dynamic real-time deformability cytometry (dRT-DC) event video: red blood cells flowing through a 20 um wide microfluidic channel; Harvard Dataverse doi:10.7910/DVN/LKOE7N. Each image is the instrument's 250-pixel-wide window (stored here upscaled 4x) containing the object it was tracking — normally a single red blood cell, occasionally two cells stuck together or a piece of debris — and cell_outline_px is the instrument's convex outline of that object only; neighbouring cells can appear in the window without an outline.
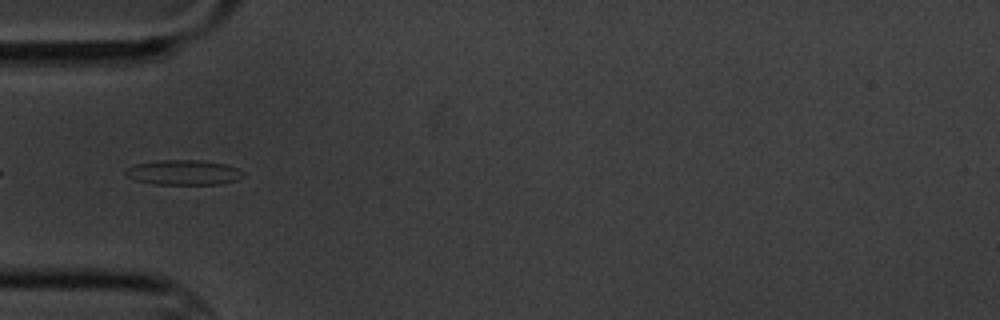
{"species": "common noctule bat (a hibernating species)", "species_latin": "Nyctalus noctula", "temperature_condition": "cold", "stored_images_in_passage": 13, "camera_frame_rate_fps": 3000, "um_per_image_px": 0.085, "animal": {"sex": "male", "body_mass_g": 20.1, "forearm_length_mm": 53.5}, "frame": {"image": 1, "passage_image": 3, "time_ms": 3.333, "image_size_px": [1000, 320], "cell_outline_px": [[244, 176], [236, 180], [220, 184], [156, 184], [136, 180], [124, 176], [124, 172], [132, 164], [156, 160], [200, 160], [228, 164], [244, 172]], "centroid_in_image_um": [15.58, 14.65], "position_along_channel_um": 69.4, "area_um2": 17.28}}
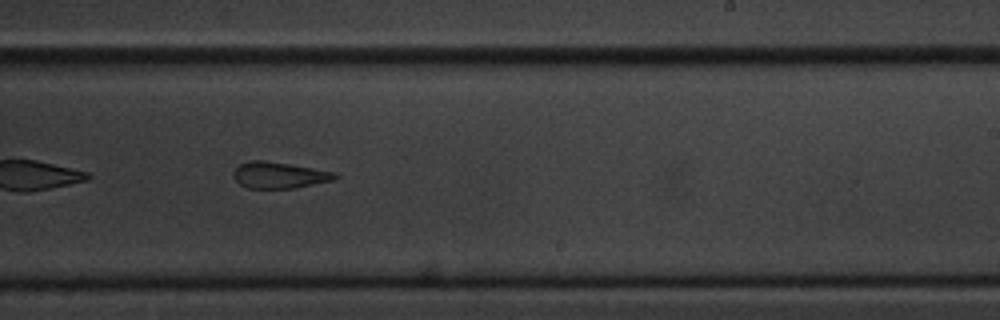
{"frame": {"image": 2, "passage_image": 8, "time_ms": 9.0, "image_size_px": [1000, 320], "cell_outline_px": [[340, 176], [336, 180], [292, 188], [248, 188], [240, 184], [236, 180], [232, 172], [240, 164], [248, 160], [264, 160], [336, 172]], "centroid_in_image_um": [23.75, 14.88], "position_along_channel_um": 265.2, "area_um2": 15.55}}
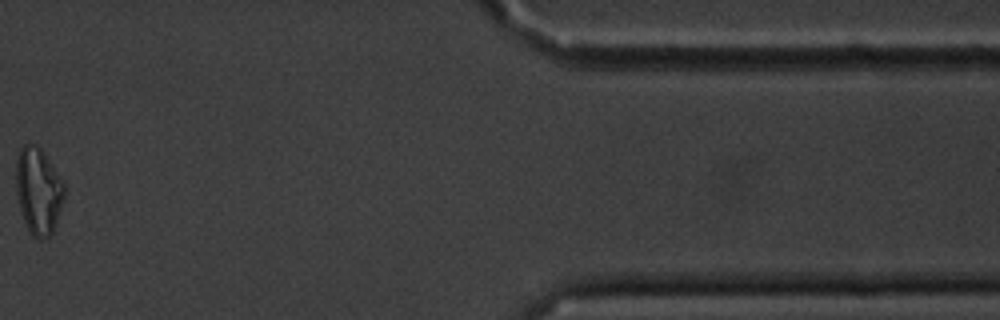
{"frame": {"image": 3, "passage_image": 12, "time_ms": 14.667, "image_size_px": [1000, 320], "cell_outline_px": [[64, 196], [56, 224], [52, 232], [48, 236], [40, 240], [32, 236], [24, 220], [20, 208], [16, 188], [16, 160], [20, 148], [24, 144], [36, 144], [40, 148], [64, 184]], "centroid_in_image_um": [3.25, 16.23], "position_along_channel_um": 408.2, "area_um2": 23.93}, "authors_computed_cell_mechanics": {"area_um2": 16.8198, "velocity_mm_per_s": 3.4394, "shape_relaxation_time_tau1_ms": 9.1948, "shape_relaxation_time_tau2_ms": 2.2305, "deformation_change_tau1": 0.1687, "deformation_change_tau2": 0.0899}}